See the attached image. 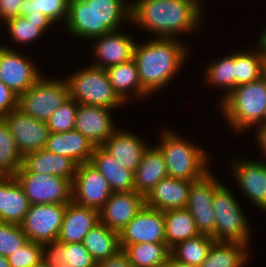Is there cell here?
I'll return each instance as SVG.
<instances>
[{
  "label": "cell",
  "mask_w": 266,
  "mask_h": 267,
  "mask_svg": "<svg viewBox=\"0 0 266 267\" xmlns=\"http://www.w3.org/2000/svg\"><path fill=\"white\" fill-rule=\"evenodd\" d=\"M105 70L107 71L114 91L125 103L129 97L130 90L135 94L133 96H137L138 98L149 95L140 83L138 69L134 59L108 67Z\"/></svg>",
  "instance_id": "obj_30"
},
{
  "label": "cell",
  "mask_w": 266,
  "mask_h": 267,
  "mask_svg": "<svg viewBox=\"0 0 266 267\" xmlns=\"http://www.w3.org/2000/svg\"><path fill=\"white\" fill-rule=\"evenodd\" d=\"M231 190L224 184L215 192L212 208L215 216V241L242 242L250 240V228L245 213Z\"/></svg>",
  "instance_id": "obj_7"
},
{
  "label": "cell",
  "mask_w": 266,
  "mask_h": 267,
  "mask_svg": "<svg viewBox=\"0 0 266 267\" xmlns=\"http://www.w3.org/2000/svg\"><path fill=\"white\" fill-rule=\"evenodd\" d=\"M111 195L107 179L93 165L83 163L77 166L72 181V202L100 210Z\"/></svg>",
  "instance_id": "obj_12"
},
{
  "label": "cell",
  "mask_w": 266,
  "mask_h": 267,
  "mask_svg": "<svg viewBox=\"0 0 266 267\" xmlns=\"http://www.w3.org/2000/svg\"><path fill=\"white\" fill-rule=\"evenodd\" d=\"M69 0H23L19 6V16L46 17L56 23L59 19L67 20Z\"/></svg>",
  "instance_id": "obj_37"
},
{
  "label": "cell",
  "mask_w": 266,
  "mask_h": 267,
  "mask_svg": "<svg viewBox=\"0 0 266 267\" xmlns=\"http://www.w3.org/2000/svg\"><path fill=\"white\" fill-rule=\"evenodd\" d=\"M193 182L166 177L159 181L145 197V205L160 211L186 208Z\"/></svg>",
  "instance_id": "obj_21"
},
{
  "label": "cell",
  "mask_w": 266,
  "mask_h": 267,
  "mask_svg": "<svg viewBox=\"0 0 266 267\" xmlns=\"http://www.w3.org/2000/svg\"><path fill=\"white\" fill-rule=\"evenodd\" d=\"M231 166L242 193L262 211H266V163L245 159L235 160Z\"/></svg>",
  "instance_id": "obj_18"
},
{
  "label": "cell",
  "mask_w": 266,
  "mask_h": 267,
  "mask_svg": "<svg viewBox=\"0 0 266 267\" xmlns=\"http://www.w3.org/2000/svg\"><path fill=\"white\" fill-rule=\"evenodd\" d=\"M134 267H155L167 262L170 248L166 243L121 245Z\"/></svg>",
  "instance_id": "obj_33"
},
{
  "label": "cell",
  "mask_w": 266,
  "mask_h": 267,
  "mask_svg": "<svg viewBox=\"0 0 266 267\" xmlns=\"http://www.w3.org/2000/svg\"><path fill=\"white\" fill-rule=\"evenodd\" d=\"M7 30L15 44L31 43L46 32L53 25L46 17H14L5 20Z\"/></svg>",
  "instance_id": "obj_34"
},
{
  "label": "cell",
  "mask_w": 266,
  "mask_h": 267,
  "mask_svg": "<svg viewBox=\"0 0 266 267\" xmlns=\"http://www.w3.org/2000/svg\"><path fill=\"white\" fill-rule=\"evenodd\" d=\"M18 108V96L0 81V113L4 116Z\"/></svg>",
  "instance_id": "obj_43"
},
{
  "label": "cell",
  "mask_w": 266,
  "mask_h": 267,
  "mask_svg": "<svg viewBox=\"0 0 266 267\" xmlns=\"http://www.w3.org/2000/svg\"><path fill=\"white\" fill-rule=\"evenodd\" d=\"M177 38L152 39L145 44L135 43L133 59L136 62L142 87L152 94L168 85L184 64L187 48Z\"/></svg>",
  "instance_id": "obj_2"
},
{
  "label": "cell",
  "mask_w": 266,
  "mask_h": 267,
  "mask_svg": "<svg viewBox=\"0 0 266 267\" xmlns=\"http://www.w3.org/2000/svg\"><path fill=\"white\" fill-rule=\"evenodd\" d=\"M212 175L208 172L203 178L192 183L186 208L193 216L200 234L209 235L214 239L213 197L223 182Z\"/></svg>",
  "instance_id": "obj_11"
},
{
  "label": "cell",
  "mask_w": 266,
  "mask_h": 267,
  "mask_svg": "<svg viewBox=\"0 0 266 267\" xmlns=\"http://www.w3.org/2000/svg\"><path fill=\"white\" fill-rule=\"evenodd\" d=\"M215 240L205 234L187 239L176 244L170 249L171 256L185 264L199 267L206 259L208 252Z\"/></svg>",
  "instance_id": "obj_36"
},
{
  "label": "cell",
  "mask_w": 266,
  "mask_h": 267,
  "mask_svg": "<svg viewBox=\"0 0 266 267\" xmlns=\"http://www.w3.org/2000/svg\"><path fill=\"white\" fill-rule=\"evenodd\" d=\"M23 0H0V23L1 20L19 16V6Z\"/></svg>",
  "instance_id": "obj_45"
},
{
  "label": "cell",
  "mask_w": 266,
  "mask_h": 267,
  "mask_svg": "<svg viewBox=\"0 0 266 267\" xmlns=\"http://www.w3.org/2000/svg\"><path fill=\"white\" fill-rule=\"evenodd\" d=\"M14 177L22 186L30 205L67 204L72 201V182L64 177L34 172H17Z\"/></svg>",
  "instance_id": "obj_9"
},
{
  "label": "cell",
  "mask_w": 266,
  "mask_h": 267,
  "mask_svg": "<svg viewBox=\"0 0 266 267\" xmlns=\"http://www.w3.org/2000/svg\"><path fill=\"white\" fill-rule=\"evenodd\" d=\"M92 39L97 42L93 47L96 55V63L91 64L93 67L107 69L133 59L135 42L130 35L112 31Z\"/></svg>",
  "instance_id": "obj_19"
},
{
  "label": "cell",
  "mask_w": 266,
  "mask_h": 267,
  "mask_svg": "<svg viewBox=\"0 0 266 267\" xmlns=\"http://www.w3.org/2000/svg\"><path fill=\"white\" fill-rule=\"evenodd\" d=\"M258 45L259 50L266 56V28L259 35Z\"/></svg>",
  "instance_id": "obj_47"
},
{
  "label": "cell",
  "mask_w": 266,
  "mask_h": 267,
  "mask_svg": "<svg viewBox=\"0 0 266 267\" xmlns=\"http://www.w3.org/2000/svg\"><path fill=\"white\" fill-rule=\"evenodd\" d=\"M130 5V21L158 38H175L201 27L203 9L198 0H135Z\"/></svg>",
  "instance_id": "obj_1"
},
{
  "label": "cell",
  "mask_w": 266,
  "mask_h": 267,
  "mask_svg": "<svg viewBox=\"0 0 266 267\" xmlns=\"http://www.w3.org/2000/svg\"><path fill=\"white\" fill-rule=\"evenodd\" d=\"M210 63L207 66L205 76L208 80L207 82L226 89V92L224 91L223 93L222 101L236 88L235 52L232 55Z\"/></svg>",
  "instance_id": "obj_39"
},
{
  "label": "cell",
  "mask_w": 266,
  "mask_h": 267,
  "mask_svg": "<svg viewBox=\"0 0 266 267\" xmlns=\"http://www.w3.org/2000/svg\"><path fill=\"white\" fill-rule=\"evenodd\" d=\"M89 163L107 179L112 192L134 191V172L120 165L102 146L94 147Z\"/></svg>",
  "instance_id": "obj_27"
},
{
  "label": "cell",
  "mask_w": 266,
  "mask_h": 267,
  "mask_svg": "<svg viewBox=\"0 0 266 267\" xmlns=\"http://www.w3.org/2000/svg\"><path fill=\"white\" fill-rule=\"evenodd\" d=\"M169 267H196V266H191L183 262H180L170 255L169 256Z\"/></svg>",
  "instance_id": "obj_48"
},
{
  "label": "cell",
  "mask_w": 266,
  "mask_h": 267,
  "mask_svg": "<svg viewBox=\"0 0 266 267\" xmlns=\"http://www.w3.org/2000/svg\"><path fill=\"white\" fill-rule=\"evenodd\" d=\"M42 259L49 267H60L63 264L72 267H96V262L83 243H45Z\"/></svg>",
  "instance_id": "obj_28"
},
{
  "label": "cell",
  "mask_w": 266,
  "mask_h": 267,
  "mask_svg": "<svg viewBox=\"0 0 266 267\" xmlns=\"http://www.w3.org/2000/svg\"><path fill=\"white\" fill-rule=\"evenodd\" d=\"M28 60L17 50L0 45V81L18 97L42 77Z\"/></svg>",
  "instance_id": "obj_13"
},
{
  "label": "cell",
  "mask_w": 266,
  "mask_h": 267,
  "mask_svg": "<svg viewBox=\"0 0 266 267\" xmlns=\"http://www.w3.org/2000/svg\"><path fill=\"white\" fill-rule=\"evenodd\" d=\"M120 245L166 243L164 211L144 205L119 232Z\"/></svg>",
  "instance_id": "obj_15"
},
{
  "label": "cell",
  "mask_w": 266,
  "mask_h": 267,
  "mask_svg": "<svg viewBox=\"0 0 266 267\" xmlns=\"http://www.w3.org/2000/svg\"><path fill=\"white\" fill-rule=\"evenodd\" d=\"M155 267H169V258H168L166 263H164L162 265L155 266Z\"/></svg>",
  "instance_id": "obj_51"
},
{
  "label": "cell",
  "mask_w": 266,
  "mask_h": 267,
  "mask_svg": "<svg viewBox=\"0 0 266 267\" xmlns=\"http://www.w3.org/2000/svg\"><path fill=\"white\" fill-rule=\"evenodd\" d=\"M112 109L78 104L75 127L94 147L102 146L116 131L111 117Z\"/></svg>",
  "instance_id": "obj_17"
},
{
  "label": "cell",
  "mask_w": 266,
  "mask_h": 267,
  "mask_svg": "<svg viewBox=\"0 0 266 267\" xmlns=\"http://www.w3.org/2000/svg\"><path fill=\"white\" fill-rule=\"evenodd\" d=\"M3 119L9 125L11 134L23 157L28 153L45 148L50 134L47 122L30 117L18 108L5 114Z\"/></svg>",
  "instance_id": "obj_14"
},
{
  "label": "cell",
  "mask_w": 266,
  "mask_h": 267,
  "mask_svg": "<svg viewBox=\"0 0 266 267\" xmlns=\"http://www.w3.org/2000/svg\"><path fill=\"white\" fill-rule=\"evenodd\" d=\"M67 81L41 77L18 97V109L37 120L47 122L50 116L69 99Z\"/></svg>",
  "instance_id": "obj_8"
},
{
  "label": "cell",
  "mask_w": 266,
  "mask_h": 267,
  "mask_svg": "<svg viewBox=\"0 0 266 267\" xmlns=\"http://www.w3.org/2000/svg\"><path fill=\"white\" fill-rule=\"evenodd\" d=\"M23 156L13 138L9 125L0 121V176H15L21 168Z\"/></svg>",
  "instance_id": "obj_38"
},
{
  "label": "cell",
  "mask_w": 266,
  "mask_h": 267,
  "mask_svg": "<svg viewBox=\"0 0 266 267\" xmlns=\"http://www.w3.org/2000/svg\"><path fill=\"white\" fill-rule=\"evenodd\" d=\"M65 80L69 97L78 104L114 109L125 103L114 91L105 69L90 65L72 73Z\"/></svg>",
  "instance_id": "obj_6"
},
{
  "label": "cell",
  "mask_w": 266,
  "mask_h": 267,
  "mask_svg": "<svg viewBox=\"0 0 266 267\" xmlns=\"http://www.w3.org/2000/svg\"><path fill=\"white\" fill-rule=\"evenodd\" d=\"M145 197L135 191L112 192L99 210L100 222L120 232L143 208Z\"/></svg>",
  "instance_id": "obj_16"
},
{
  "label": "cell",
  "mask_w": 266,
  "mask_h": 267,
  "mask_svg": "<svg viewBox=\"0 0 266 267\" xmlns=\"http://www.w3.org/2000/svg\"><path fill=\"white\" fill-rule=\"evenodd\" d=\"M60 267H72V266H70V265H68V264H63V265H61Z\"/></svg>",
  "instance_id": "obj_52"
},
{
  "label": "cell",
  "mask_w": 266,
  "mask_h": 267,
  "mask_svg": "<svg viewBox=\"0 0 266 267\" xmlns=\"http://www.w3.org/2000/svg\"><path fill=\"white\" fill-rule=\"evenodd\" d=\"M246 249L242 242L215 241L199 267H242L249 257Z\"/></svg>",
  "instance_id": "obj_32"
},
{
  "label": "cell",
  "mask_w": 266,
  "mask_h": 267,
  "mask_svg": "<svg viewBox=\"0 0 266 267\" xmlns=\"http://www.w3.org/2000/svg\"><path fill=\"white\" fill-rule=\"evenodd\" d=\"M66 204L30 205L20 224L27 239L40 244L55 242L64 219Z\"/></svg>",
  "instance_id": "obj_10"
},
{
  "label": "cell",
  "mask_w": 266,
  "mask_h": 267,
  "mask_svg": "<svg viewBox=\"0 0 266 267\" xmlns=\"http://www.w3.org/2000/svg\"><path fill=\"white\" fill-rule=\"evenodd\" d=\"M235 53L236 87L260 79L266 74V56L259 50Z\"/></svg>",
  "instance_id": "obj_35"
},
{
  "label": "cell",
  "mask_w": 266,
  "mask_h": 267,
  "mask_svg": "<svg viewBox=\"0 0 266 267\" xmlns=\"http://www.w3.org/2000/svg\"><path fill=\"white\" fill-rule=\"evenodd\" d=\"M134 133L127 130H116L111 137L104 142L102 147L118 161L120 165L131 171H135L141 162L142 155L147 148Z\"/></svg>",
  "instance_id": "obj_25"
},
{
  "label": "cell",
  "mask_w": 266,
  "mask_h": 267,
  "mask_svg": "<svg viewBox=\"0 0 266 267\" xmlns=\"http://www.w3.org/2000/svg\"><path fill=\"white\" fill-rule=\"evenodd\" d=\"M161 134L162 140L157 147L164 156L168 177L197 181L210 171L207 169L209 156L206 150L184 141L181 136L167 129Z\"/></svg>",
  "instance_id": "obj_5"
},
{
  "label": "cell",
  "mask_w": 266,
  "mask_h": 267,
  "mask_svg": "<svg viewBox=\"0 0 266 267\" xmlns=\"http://www.w3.org/2000/svg\"><path fill=\"white\" fill-rule=\"evenodd\" d=\"M29 207V200L16 178L0 176V221L20 225Z\"/></svg>",
  "instance_id": "obj_23"
},
{
  "label": "cell",
  "mask_w": 266,
  "mask_h": 267,
  "mask_svg": "<svg viewBox=\"0 0 266 267\" xmlns=\"http://www.w3.org/2000/svg\"><path fill=\"white\" fill-rule=\"evenodd\" d=\"M45 150L69 157L78 165L89 163L94 149L93 144L76 129L67 132H50Z\"/></svg>",
  "instance_id": "obj_24"
},
{
  "label": "cell",
  "mask_w": 266,
  "mask_h": 267,
  "mask_svg": "<svg viewBox=\"0 0 266 267\" xmlns=\"http://www.w3.org/2000/svg\"><path fill=\"white\" fill-rule=\"evenodd\" d=\"M100 222L99 210L70 202L57 237L60 243H83L85 235Z\"/></svg>",
  "instance_id": "obj_20"
},
{
  "label": "cell",
  "mask_w": 266,
  "mask_h": 267,
  "mask_svg": "<svg viewBox=\"0 0 266 267\" xmlns=\"http://www.w3.org/2000/svg\"><path fill=\"white\" fill-rule=\"evenodd\" d=\"M27 241L20 225L0 221V255L10 256Z\"/></svg>",
  "instance_id": "obj_41"
},
{
  "label": "cell",
  "mask_w": 266,
  "mask_h": 267,
  "mask_svg": "<svg viewBox=\"0 0 266 267\" xmlns=\"http://www.w3.org/2000/svg\"><path fill=\"white\" fill-rule=\"evenodd\" d=\"M221 102V111L230 127L245 131L266 122V74L260 79L238 85Z\"/></svg>",
  "instance_id": "obj_4"
},
{
  "label": "cell",
  "mask_w": 266,
  "mask_h": 267,
  "mask_svg": "<svg viewBox=\"0 0 266 267\" xmlns=\"http://www.w3.org/2000/svg\"><path fill=\"white\" fill-rule=\"evenodd\" d=\"M258 129H257V134L256 139L259 141V147L262 150L261 152H264L266 155V122L263 123L262 125H258Z\"/></svg>",
  "instance_id": "obj_46"
},
{
  "label": "cell",
  "mask_w": 266,
  "mask_h": 267,
  "mask_svg": "<svg viewBox=\"0 0 266 267\" xmlns=\"http://www.w3.org/2000/svg\"><path fill=\"white\" fill-rule=\"evenodd\" d=\"M134 191L146 197L153 187L168 177L164 156L158 147H147L134 171Z\"/></svg>",
  "instance_id": "obj_26"
},
{
  "label": "cell",
  "mask_w": 266,
  "mask_h": 267,
  "mask_svg": "<svg viewBox=\"0 0 266 267\" xmlns=\"http://www.w3.org/2000/svg\"><path fill=\"white\" fill-rule=\"evenodd\" d=\"M96 267H134L126 252L121 249L111 257L96 263Z\"/></svg>",
  "instance_id": "obj_44"
},
{
  "label": "cell",
  "mask_w": 266,
  "mask_h": 267,
  "mask_svg": "<svg viewBox=\"0 0 266 267\" xmlns=\"http://www.w3.org/2000/svg\"><path fill=\"white\" fill-rule=\"evenodd\" d=\"M84 247L98 263L121 250L119 232L99 222L84 237Z\"/></svg>",
  "instance_id": "obj_31"
},
{
  "label": "cell",
  "mask_w": 266,
  "mask_h": 267,
  "mask_svg": "<svg viewBox=\"0 0 266 267\" xmlns=\"http://www.w3.org/2000/svg\"><path fill=\"white\" fill-rule=\"evenodd\" d=\"M42 256L43 244L28 240L7 258L10 267H30L43 260Z\"/></svg>",
  "instance_id": "obj_42"
},
{
  "label": "cell",
  "mask_w": 266,
  "mask_h": 267,
  "mask_svg": "<svg viewBox=\"0 0 266 267\" xmlns=\"http://www.w3.org/2000/svg\"><path fill=\"white\" fill-rule=\"evenodd\" d=\"M78 103L69 98L62 104L47 121L50 132H67L75 127Z\"/></svg>",
  "instance_id": "obj_40"
},
{
  "label": "cell",
  "mask_w": 266,
  "mask_h": 267,
  "mask_svg": "<svg viewBox=\"0 0 266 267\" xmlns=\"http://www.w3.org/2000/svg\"><path fill=\"white\" fill-rule=\"evenodd\" d=\"M30 267H49V266L43 260H41L38 264Z\"/></svg>",
  "instance_id": "obj_50"
},
{
  "label": "cell",
  "mask_w": 266,
  "mask_h": 267,
  "mask_svg": "<svg viewBox=\"0 0 266 267\" xmlns=\"http://www.w3.org/2000/svg\"><path fill=\"white\" fill-rule=\"evenodd\" d=\"M164 231L166 244L170 249L180 242L200 235L187 208L164 211Z\"/></svg>",
  "instance_id": "obj_29"
},
{
  "label": "cell",
  "mask_w": 266,
  "mask_h": 267,
  "mask_svg": "<svg viewBox=\"0 0 266 267\" xmlns=\"http://www.w3.org/2000/svg\"><path fill=\"white\" fill-rule=\"evenodd\" d=\"M125 0H69L67 30L77 38L92 39L118 31L120 23L130 22L131 5Z\"/></svg>",
  "instance_id": "obj_3"
},
{
  "label": "cell",
  "mask_w": 266,
  "mask_h": 267,
  "mask_svg": "<svg viewBox=\"0 0 266 267\" xmlns=\"http://www.w3.org/2000/svg\"><path fill=\"white\" fill-rule=\"evenodd\" d=\"M3 120V115L0 113V121Z\"/></svg>",
  "instance_id": "obj_53"
},
{
  "label": "cell",
  "mask_w": 266,
  "mask_h": 267,
  "mask_svg": "<svg viewBox=\"0 0 266 267\" xmlns=\"http://www.w3.org/2000/svg\"><path fill=\"white\" fill-rule=\"evenodd\" d=\"M0 267H10L7 257L0 255Z\"/></svg>",
  "instance_id": "obj_49"
},
{
  "label": "cell",
  "mask_w": 266,
  "mask_h": 267,
  "mask_svg": "<svg viewBox=\"0 0 266 267\" xmlns=\"http://www.w3.org/2000/svg\"><path fill=\"white\" fill-rule=\"evenodd\" d=\"M78 164L69 157L49 152L45 149L26 154L21 168L17 172H34L64 177L71 182Z\"/></svg>",
  "instance_id": "obj_22"
}]
</instances>
